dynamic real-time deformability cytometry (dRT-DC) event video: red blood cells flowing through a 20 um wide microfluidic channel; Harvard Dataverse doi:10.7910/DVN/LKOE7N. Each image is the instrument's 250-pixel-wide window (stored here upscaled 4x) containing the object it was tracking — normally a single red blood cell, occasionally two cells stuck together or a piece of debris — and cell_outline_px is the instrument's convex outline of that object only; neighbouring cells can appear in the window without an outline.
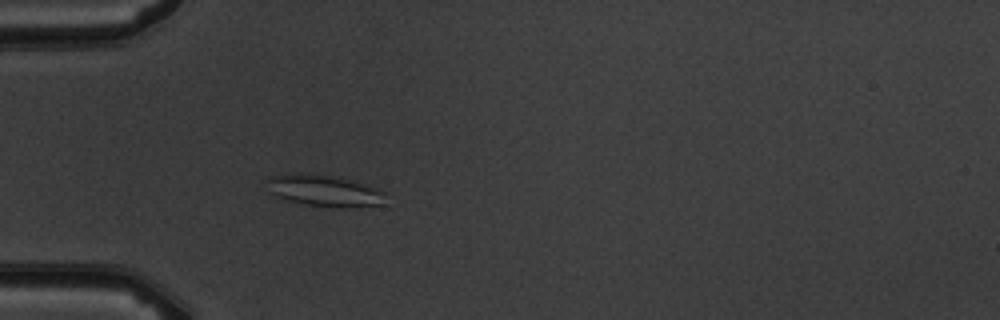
{"species": "common noctule bat (a hibernating species)", "species_latin": "Nyctalus noctula", "temperature_condition": "warm", "stored_images_in_passage": 4, "camera_frame_rate_fps": 3000, "um_per_image_px": 0.085, "animal": {"sex": "male", "body_mass_g": 19.5, "forearm_length_mm": 54.6}, "frame": {"image": 1, "passage_image": 4, "time_ms": 4.333, "image_size_px": [1000, 320], "cell_outline_px": [[388, 192], [380, 204], [348, 208], [340, 208], [304, 204], [280, 200], [272, 196], [268, 192], [268, 176], [300, 172], [308, 172], [348, 180], [364, 184]], "centroid_in_image_um": [27.47, 16.21], "position_along_channel_um": 57.5, "area_um2": 22.08}}